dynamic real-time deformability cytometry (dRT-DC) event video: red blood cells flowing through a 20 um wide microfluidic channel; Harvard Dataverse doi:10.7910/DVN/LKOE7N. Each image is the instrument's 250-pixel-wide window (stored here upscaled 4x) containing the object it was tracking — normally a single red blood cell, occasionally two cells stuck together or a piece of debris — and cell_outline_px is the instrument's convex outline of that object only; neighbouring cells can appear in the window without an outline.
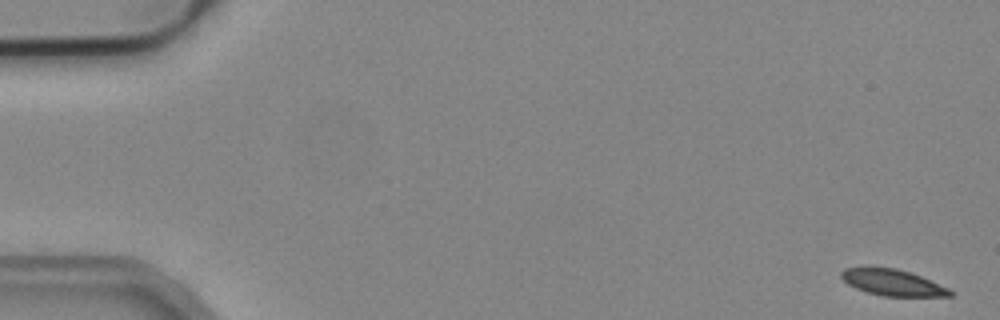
{"species": "common noctule bat (a hibernating species)", "species_latin": "Nyctalus noctula", "temperature_condition": "cold", "stored_images_in_passage": 5, "camera_frame_rate_fps": 3000, "um_per_image_px": 0.085, "animal": {"sex": "male", "body_mass_g": 19.2, "forearm_length_mm": 51.8}, "frame": {"image": 1, "passage_image": 1, "time_ms": 0.0, "image_size_px": [1000, 320], "cell_outline_px": [[956, 292], [952, 296], [884, 296], [868, 292], [856, 288], [848, 284], [840, 276], [840, 272], [844, 268], [896, 268], [920, 276], [948, 288]], "centroid_in_image_um": [75.89, 24.03], "position_along_channel_um": 9.1, "area_um2": 16.3}}
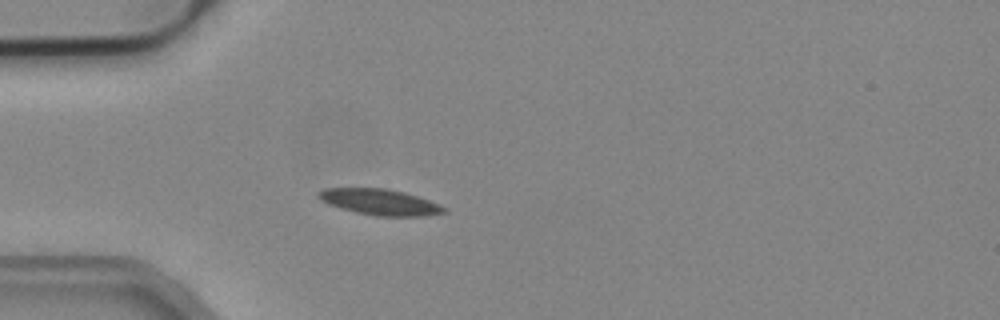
{"frame": {"image": 2, "passage_image": 5, "time_ms": 1.333, "image_size_px": [1000, 320], "cell_outline_px": [[448, 212], [428, 216], [376, 216], [356, 212], [340, 208], [328, 204], [320, 200], [316, 196], [316, 192], [324, 188], [384, 188], [404, 192], [440, 204], [448, 208]], "centroid_in_image_um": [32.29, 17.18], "position_along_channel_um": 52.7, "area_um2": 19.19}}